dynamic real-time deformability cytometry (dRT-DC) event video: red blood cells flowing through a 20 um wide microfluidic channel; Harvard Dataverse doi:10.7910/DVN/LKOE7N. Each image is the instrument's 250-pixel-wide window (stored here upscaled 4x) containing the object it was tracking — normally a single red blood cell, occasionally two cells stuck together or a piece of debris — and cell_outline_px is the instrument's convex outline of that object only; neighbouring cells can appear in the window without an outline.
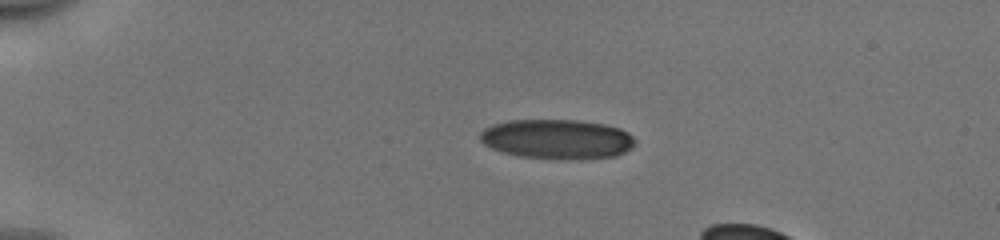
{"species": "human", "species_latin": "Homo sapiens", "temperature_condition": "cold", "stored_images_in_passage": 11, "camera_frame_rate_fps": 3000, "um_per_image_px": 0.085, "donor": {"sex": "male"}, "frame": {"image": 1, "passage_image": 1, "time_ms": 0.0, "image_size_px": [1000, 240], "cell_outline_px": [[636, 144], [632, 148], [616, 156], [580, 160], [560, 160], [516, 156], [492, 148], [484, 144], [480, 140], [480, 132], [484, 128], [492, 124], [508, 120], [580, 120], [604, 124], [620, 128], [628, 132], [636, 140]], "centroid_in_image_um": [47.38, 11.84], "position_along_channel_um": 37.6, "area_um2": 36.47}}
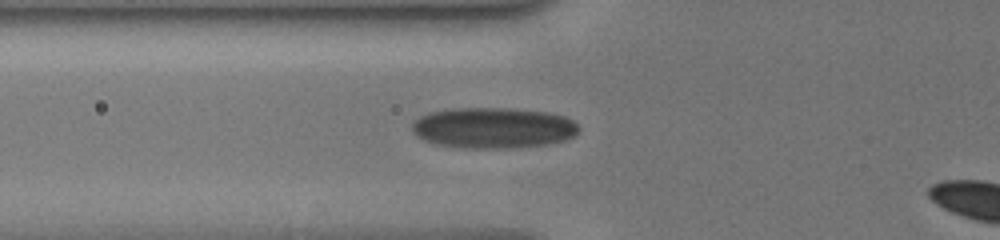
{"frame": {"image": 2, "passage_image": 9, "time_ms": 2.667, "image_size_px": [1000, 240], "cell_outline_px": [[580, 128], [576, 136], [564, 140], [548, 144], [500, 148], [460, 148], [436, 144], [420, 140], [412, 132], [412, 124], [420, 116], [428, 112], [456, 108], [512, 108], [548, 112], [564, 116], [572, 120]], "centroid_in_image_um": [41.9, 10.87], "position_along_channel_um": 83.9, "area_um2": 39.94}}